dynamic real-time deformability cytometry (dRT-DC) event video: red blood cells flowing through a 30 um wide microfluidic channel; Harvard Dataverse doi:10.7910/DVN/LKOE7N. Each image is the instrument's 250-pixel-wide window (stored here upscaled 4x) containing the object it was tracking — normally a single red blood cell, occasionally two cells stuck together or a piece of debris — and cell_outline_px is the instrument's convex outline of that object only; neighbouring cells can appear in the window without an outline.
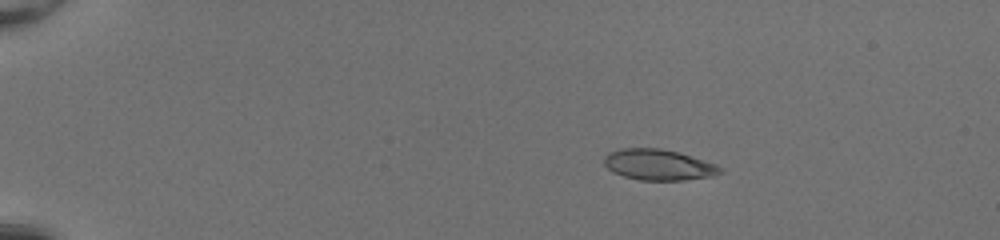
{"species": "common noctule bat (a hibernating species)", "species_latin": "Nyctalus noctula", "temperature_condition": "room temperature", "stored_images_in_passage": 54, "camera_frame_rate_fps": 3000, "um_per_image_px": 0.085, "animal": {"sex": "female", "body_mass_g": 20.0, "forearm_length_mm": 54.0}, "frame": {"image": 1, "passage_image": 12, "time_ms": 3.667, "image_size_px": [1000, 240], "cell_outline_px": [[724, 172], [712, 176], [684, 180], [640, 180], [624, 176], [612, 172], [604, 164], [604, 156], [608, 152], [620, 148], [660, 148], [676, 152], [716, 164], [724, 168]], "centroid_in_image_um": [55.96, 14.0], "position_along_channel_um": 29.0, "area_um2": 20.87}}
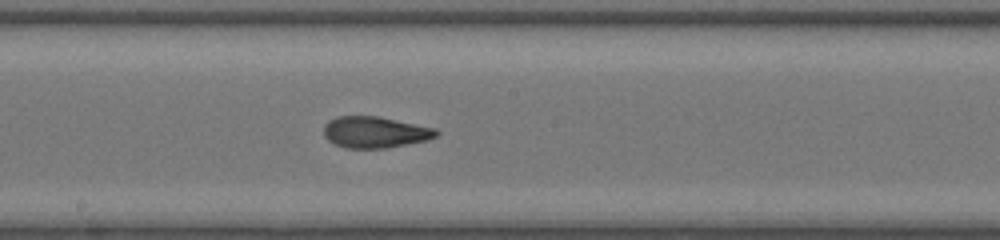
{"frame": {"image": 2, "passage_image": 33, "time_ms": 10.667, "image_size_px": [1000, 240], "cell_outline_px": [[440, 132], [436, 136], [428, 140], [388, 148], [344, 148], [328, 140], [324, 136], [324, 124], [328, 120], [336, 116], [376, 116], [436, 128]], "centroid_in_image_um": [31.87, 11.24], "position_along_channel_um": 216.3, "area_um2": 20.63}}
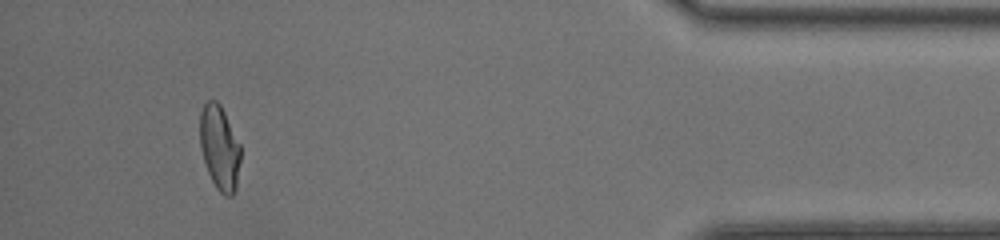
{"frame": {"image": 3, "passage_image": 51, "time_ms": 16.667, "image_size_px": [1000, 240], "cell_outline_px": [[240, 160], [236, 188], [232, 196], [224, 196], [216, 188], [208, 172], [200, 148], [200, 112], [204, 104], [208, 100], [216, 100], [220, 104], [240, 144]], "centroid_in_image_um": [18.66, 12.56], "position_along_channel_um": 416.5, "area_um2": 19.94}, "authors_computed_cell_mechanics": {"area_um2": 20.5479, "velocity_mm_per_s": 4.1541, "shape_relaxation_time_tau1_ms": null, "shape_relaxation_time_tau2_ms": 1.0829, "deformation_change_tau1": null, "deformation_change_tau2": 0.0752}}